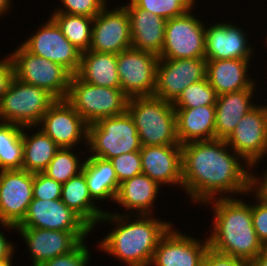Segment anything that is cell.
Segmentation results:
<instances>
[{
	"label": "cell",
	"mask_w": 267,
	"mask_h": 266,
	"mask_svg": "<svg viewBox=\"0 0 267 266\" xmlns=\"http://www.w3.org/2000/svg\"><path fill=\"white\" fill-rule=\"evenodd\" d=\"M181 148L182 191L194 206L216 198L243 196L256 185L258 171L225 139L189 142Z\"/></svg>",
	"instance_id": "cell-1"
},
{
	"label": "cell",
	"mask_w": 267,
	"mask_h": 266,
	"mask_svg": "<svg viewBox=\"0 0 267 266\" xmlns=\"http://www.w3.org/2000/svg\"><path fill=\"white\" fill-rule=\"evenodd\" d=\"M105 209L98 225L113 227L97 241V250L125 266H150L158 242L174 222L155 215H120Z\"/></svg>",
	"instance_id": "cell-2"
},
{
	"label": "cell",
	"mask_w": 267,
	"mask_h": 266,
	"mask_svg": "<svg viewBox=\"0 0 267 266\" xmlns=\"http://www.w3.org/2000/svg\"><path fill=\"white\" fill-rule=\"evenodd\" d=\"M216 198L202 206L210 207L209 247L233 257L252 261L266 247L253 227L251 202L241 197Z\"/></svg>",
	"instance_id": "cell-3"
},
{
	"label": "cell",
	"mask_w": 267,
	"mask_h": 266,
	"mask_svg": "<svg viewBox=\"0 0 267 266\" xmlns=\"http://www.w3.org/2000/svg\"><path fill=\"white\" fill-rule=\"evenodd\" d=\"M127 112L136 125L142 146L181 145L173 104L155 96L128 99Z\"/></svg>",
	"instance_id": "cell-4"
},
{
	"label": "cell",
	"mask_w": 267,
	"mask_h": 266,
	"mask_svg": "<svg viewBox=\"0 0 267 266\" xmlns=\"http://www.w3.org/2000/svg\"><path fill=\"white\" fill-rule=\"evenodd\" d=\"M141 147L136 125L127 111L88 125L86 156L110 160L140 151Z\"/></svg>",
	"instance_id": "cell-5"
},
{
	"label": "cell",
	"mask_w": 267,
	"mask_h": 266,
	"mask_svg": "<svg viewBox=\"0 0 267 266\" xmlns=\"http://www.w3.org/2000/svg\"><path fill=\"white\" fill-rule=\"evenodd\" d=\"M56 101L47 90L14 77L0 100V121L21 127H36Z\"/></svg>",
	"instance_id": "cell-6"
},
{
	"label": "cell",
	"mask_w": 267,
	"mask_h": 266,
	"mask_svg": "<svg viewBox=\"0 0 267 266\" xmlns=\"http://www.w3.org/2000/svg\"><path fill=\"white\" fill-rule=\"evenodd\" d=\"M128 97L121 88L96 86L72 75L66 101L89 125L127 111Z\"/></svg>",
	"instance_id": "cell-7"
},
{
	"label": "cell",
	"mask_w": 267,
	"mask_h": 266,
	"mask_svg": "<svg viewBox=\"0 0 267 266\" xmlns=\"http://www.w3.org/2000/svg\"><path fill=\"white\" fill-rule=\"evenodd\" d=\"M15 48L10 53L14 76L23 83L47 90L57 100L66 99L72 74L60 64L33 55L21 44Z\"/></svg>",
	"instance_id": "cell-8"
},
{
	"label": "cell",
	"mask_w": 267,
	"mask_h": 266,
	"mask_svg": "<svg viewBox=\"0 0 267 266\" xmlns=\"http://www.w3.org/2000/svg\"><path fill=\"white\" fill-rule=\"evenodd\" d=\"M193 10L179 17L167 20L164 44L159 59L205 57V30L207 22L203 20L204 16L201 18V13L198 15Z\"/></svg>",
	"instance_id": "cell-9"
},
{
	"label": "cell",
	"mask_w": 267,
	"mask_h": 266,
	"mask_svg": "<svg viewBox=\"0 0 267 266\" xmlns=\"http://www.w3.org/2000/svg\"><path fill=\"white\" fill-rule=\"evenodd\" d=\"M229 147L254 169L267 157V104L258 103L225 139Z\"/></svg>",
	"instance_id": "cell-10"
},
{
	"label": "cell",
	"mask_w": 267,
	"mask_h": 266,
	"mask_svg": "<svg viewBox=\"0 0 267 266\" xmlns=\"http://www.w3.org/2000/svg\"><path fill=\"white\" fill-rule=\"evenodd\" d=\"M40 24L21 45L33 55L60 64L76 75L80 68L81 52L67 40L50 17Z\"/></svg>",
	"instance_id": "cell-11"
},
{
	"label": "cell",
	"mask_w": 267,
	"mask_h": 266,
	"mask_svg": "<svg viewBox=\"0 0 267 266\" xmlns=\"http://www.w3.org/2000/svg\"><path fill=\"white\" fill-rule=\"evenodd\" d=\"M158 61L156 54L132 47L117 54L121 90L129 99L153 95Z\"/></svg>",
	"instance_id": "cell-12"
},
{
	"label": "cell",
	"mask_w": 267,
	"mask_h": 266,
	"mask_svg": "<svg viewBox=\"0 0 267 266\" xmlns=\"http://www.w3.org/2000/svg\"><path fill=\"white\" fill-rule=\"evenodd\" d=\"M16 231L26 245L25 248H28L31 266H41L47 260L71 252L93 234L92 231H60L30 227H16Z\"/></svg>",
	"instance_id": "cell-13"
},
{
	"label": "cell",
	"mask_w": 267,
	"mask_h": 266,
	"mask_svg": "<svg viewBox=\"0 0 267 266\" xmlns=\"http://www.w3.org/2000/svg\"><path fill=\"white\" fill-rule=\"evenodd\" d=\"M216 23L206 24L205 30V58L217 59H253L255 45L251 43L248 30L230 19ZM208 25V26H207ZM245 30V31H244ZM247 30V31H246ZM252 45H251V44ZM253 47V48H252ZM254 55V56H253ZM253 57V58H252Z\"/></svg>",
	"instance_id": "cell-14"
},
{
	"label": "cell",
	"mask_w": 267,
	"mask_h": 266,
	"mask_svg": "<svg viewBox=\"0 0 267 266\" xmlns=\"http://www.w3.org/2000/svg\"><path fill=\"white\" fill-rule=\"evenodd\" d=\"M206 70L205 57L159 59L153 96L173 103L187 86L205 79Z\"/></svg>",
	"instance_id": "cell-15"
},
{
	"label": "cell",
	"mask_w": 267,
	"mask_h": 266,
	"mask_svg": "<svg viewBox=\"0 0 267 266\" xmlns=\"http://www.w3.org/2000/svg\"><path fill=\"white\" fill-rule=\"evenodd\" d=\"M131 47L132 37L127 9L122 4L114 7L107 5L93 18L89 50L119 54Z\"/></svg>",
	"instance_id": "cell-16"
},
{
	"label": "cell",
	"mask_w": 267,
	"mask_h": 266,
	"mask_svg": "<svg viewBox=\"0 0 267 266\" xmlns=\"http://www.w3.org/2000/svg\"><path fill=\"white\" fill-rule=\"evenodd\" d=\"M37 127L60 148H78L83 144L87 148L88 124L65 99L57 100Z\"/></svg>",
	"instance_id": "cell-17"
},
{
	"label": "cell",
	"mask_w": 267,
	"mask_h": 266,
	"mask_svg": "<svg viewBox=\"0 0 267 266\" xmlns=\"http://www.w3.org/2000/svg\"><path fill=\"white\" fill-rule=\"evenodd\" d=\"M209 240L193 237L174 226L162 236L150 266H201Z\"/></svg>",
	"instance_id": "cell-18"
},
{
	"label": "cell",
	"mask_w": 267,
	"mask_h": 266,
	"mask_svg": "<svg viewBox=\"0 0 267 266\" xmlns=\"http://www.w3.org/2000/svg\"><path fill=\"white\" fill-rule=\"evenodd\" d=\"M34 173L20 170L0 171V221L17 227L33 199Z\"/></svg>",
	"instance_id": "cell-19"
},
{
	"label": "cell",
	"mask_w": 267,
	"mask_h": 266,
	"mask_svg": "<svg viewBox=\"0 0 267 266\" xmlns=\"http://www.w3.org/2000/svg\"><path fill=\"white\" fill-rule=\"evenodd\" d=\"M17 227L60 231H93V229L61 199H32L23 221Z\"/></svg>",
	"instance_id": "cell-20"
},
{
	"label": "cell",
	"mask_w": 267,
	"mask_h": 266,
	"mask_svg": "<svg viewBox=\"0 0 267 266\" xmlns=\"http://www.w3.org/2000/svg\"><path fill=\"white\" fill-rule=\"evenodd\" d=\"M140 156L143 174L163 187L182 190L181 145L142 146Z\"/></svg>",
	"instance_id": "cell-21"
},
{
	"label": "cell",
	"mask_w": 267,
	"mask_h": 266,
	"mask_svg": "<svg viewBox=\"0 0 267 266\" xmlns=\"http://www.w3.org/2000/svg\"><path fill=\"white\" fill-rule=\"evenodd\" d=\"M161 188L163 189V186L143 173L121 182L113 205L117 204L124 210L121 211L123 213L118 210L117 213L116 211L113 213L120 215L156 214L154 207L156 201L159 200L157 196L160 194Z\"/></svg>",
	"instance_id": "cell-22"
},
{
	"label": "cell",
	"mask_w": 267,
	"mask_h": 266,
	"mask_svg": "<svg viewBox=\"0 0 267 266\" xmlns=\"http://www.w3.org/2000/svg\"><path fill=\"white\" fill-rule=\"evenodd\" d=\"M254 60L255 58L207 60L206 77L209 84L218 96L247 88H258V80L250 74Z\"/></svg>",
	"instance_id": "cell-23"
},
{
	"label": "cell",
	"mask_w": 267,
	"mask_h": 266,
	"mask_svg": "<svg viewBox=\"0 0 267 266\" xmlns=\"http://www.w3.org/2000/svg\"><path fill=\"white\" fill-rule=\"evenodd\" d=\"M121 4H124L128 12L132 48L159 56L164 44L167 20L138 8L131 0Z\"/></svg>",
	"instance_id": "cell-24"
},
{
	"label": "cell",
	"mask_w": 267,
	"mask_h": 266,
	"mask_svg": "<svg viewBox=\"0 0 267 266\" xmlns=\"http://www.w3.org/2000/svg\"><path fill=\"white\" fill-rule=\"evenodd\" d=\"M256 91L258 88H247L218 96L215 104V139H226L242 117L258 104L255 100L259 98L255 96L259 93Z\"/></svg>",
	"instance_id": "cell-25"
},
{
	"label": "cell",
	"mask_w": 267,
	"mask_h": 266,
	"mask_svg": "<svg viewBox=\"0 0 267 266\" xmlns=\"http://www.w3.org/2000/svg\"><path fill=\"white\" fill-rule=\"evenodd\" d=\"M215 111V105L175 109L179 143L214 140Z\"/></svg>",
	"instance_id": "cell-26"
},
{
	"label": "cell",
	"mask_w": 267,
	"mask_h": 266,
	"mask_svg": "<svg viewBox=\"0 0 267 266\" xmlns=\"http://www.w3.org/2000/svg\"><path fill=\"white\" fill-rule=\"evenodd\" d=\"M61 201L78 214L95 233L97 224L106 210L103 203L98 205L90 196L83 172L62 184Z\"/></svg>",
	"instance_id": "cell-27"
},
{
	"label": "cell",
	"mask_w": 267,
	"mask_h": 266,
	"mask_svg": "<svg viewBox=\"0 0 267 266\" xmlns=\"http://www.w3.org/2000/svg\"><path fill=\"white\" fill-rule=\"evenodd\" d=\"M82 81L96 86L121 88L117 71V54L88 50L81 53L76 74Z\"/></svg>",
	"instance_id": "cell-28"
},
{
	"label": "cell",
	"mask_w": 267,
	"mask_h": 266,
	"mask_svg": "<svg viewBox=\"0 0 267 266\" xmlns=\"http://www.w3.org/2000/svg\"><path fill=\"white\" fill-rule=\"evenodd\" d=\"M82 172L92 199L97 204L104 200L113 204L120 183L112 163L102 158L86 156Z\"/></svg>",
	"instance_id": "cell-29"
},
{
	"label": "cell",
	"mask_w": 267,
	"mask_h": 266,
	"mask_svg": "<svg viewBox=\"0 0 267 266\" xmlns=\"http://www.w3.org/2000/svg\"><path fill=\"white\" fill-rule=\"evenodd\" d=\"M22 141V169L31 173L43 172L60 149L53 139L37 126L23 127Z\"/></svg>",
	"instance_id": "cell-30"
},
{
	"label": "cell",
	"mask_w": 267,
	"mask_h": 266,
	"mask_svg": "<svg viewBox=\"0 0 267 266\" xmlns=\"http://www.w3.org/2000/svg\"><path fill=\"white\" fill-rule=\"evenodd\" d=\"M49 17L81 53L90 49L93 18L65 13H51Z\"/></svg>",
	"instance_id": "cell-31"
},
{
	"label": "cell",
	"mask_w": 267,
	"mask_h": 266,
	"mask_svg": "<svg viewBox=\"0 0 267 266\" xmlns=\"http://www.w3.org/2000/svg\"><path fill=\"white\" fill-rule=\"evenodd\" d=\"M22 133L23 127L0 122V171L22 169Z\"/></svg>",
	"instance_id": "cell-32"
},
{
	"label": "cell",
	"mask_w": 267,
	"mask_h": 266,
	"mask_svg": "<svg viewBox=\"0 0 267 266\" xmlns=\"http://www.w3.org/2000/svg\"><path fill=\"white\" fill-rule=\"evenodd\" d=\"M79 150L80 148L78 151L76 148H60L43 173L61 184L66 183L82 172L87 150L84 149L82 153Z\"/></svg>",
	"instance_id": "cell-33"
},
{
	"label": "cell",
	"mask_w": 267,
	"mask_h": 266,
	"mask_svg": "<svg viewBox=\"0 0 267 266\" xmlns=\"http://www.w3.org/2000/svg\"><path fill=\"white\" fill-rule=\"evenodd\" d=\"M218 94L209 84L207 77L187 86L172 103L174 109L196 108L198 106L215 105Z\"/></svg>",
	"instance_id": "cell-34"
},
{
	"label": "cell",
	"mask_w": 267,
	"mask_h": 266,
	"mask_svg": "<svg viewBox=\"0 0 267 266\" xmlns=\"http://www.w3.org/2000/svg\"><path fill=\"white\" fill-rule=\"evenodd\" d=\"M138 8L168 20L197 8L196 0H131Z\"/></svg>",
	"instance_id": "cell-35"
},
{
	"label": "cell",
	"mask_w": 267,
	"mask_h": 266,
	"mask_svg": "<svg viewBox=\"0 0 267 266\" xmlns=\"http://www.w3.org/2000/svg\"><path fill=\"white\" fill-rule=\"evenodd\" d=\"M253 227L262 244L267 248V194L257 185L249 192Z\"/></svg>",
	"instance_id": "cell-36"
},
{
	"label": "cell",
	"mask_w": 267,
	"mask_h": 266,
	"mask_svg": "<svg viewBox=\"0 0 267 266\" xmlns=\"http://www.w3.org/2000/svg\"><path fill=\"white\" fill-rule=\"evenodd\" d=\"M60 6L54 7L52 13H65L81 16H89L94 18L107 5H110L108 0H59ZM62 4V6H61ZM61 7V8H60Z\"/></svg>",
	"instance_id": "cell-37"
},
{
	"label": "cell",
	"mask_w": 267,
	"mask_h": 266,
	"mask_svg": "<svg viewBox=\"0 0 267 266\" xmlns=\"http://www.w3.org/2000/svg\"><path fill=\"white\" fill-rule=\"evenodd\" d=\"M109 161L113 165L119 183L142 173L140 151L121 154Z\"/></svg>",
	"instance_id": "cell-38"
},
{
	"label": "cell",
	"mask_w": 267,
	"mask_h": 266,
	"mask_svg": "<svg viewBox=\"0 0 267 266\" xmlns=\"http://www.w3.org/2000/svg\"><path fill=\"white\" fill-rule=\"evenodd\" d=\"M86 240L71 252L47 260L41 266H89L92 254Z\"/></svg>",
	"instance_id": "cell-39"
},
{
	"label": "cell",
	"mask_w": 267,
	"mask_h": 266,
	"mask_svg": "<svg viewBox=\"0 0 267 266\" xmlns=\"http://www.w3.org/2000/svg\"><path fill=\"white\" fill-rule=\"evenodd\" d=\"M62 184L48 177L43 172L34 173L33 199H61Z\"/></svg>",
	"instance_id": "cell-40"
},
{
	"label": "cell",
	"mask_w": 267,
	"mask_h": 266,
	"mask_svg": "<svg viewBox=\"0 0 267 266\" xmlns=\"http://www.w3.org/2000/svg\"><path fill=\"white\" fill-rule=\"evenodd\" d=\"M201 266H252L250 261L220 253L211 247L206 251Z\"/></svg>",
	"instance_id": "cell-41"
},
{
	"label": "cell",
	"mask_w": 267,
	"mask_h": 266,
	"mask_svg": "<svg viewBox=\"0 0 267 266\" xmlns=\"http://www.w3.org/2000/svg\"><path fill=\"white\" fill-rule=\"evenodd\" d=\"M0 60V100L2 95L7 91L14 76V65L11 54Z\"/></svg>",
	"instance_id": "cell-42"
},
{
	"label": "cell",
	"mask_w": 267,
	"mask_h": 266,
	"mask_svg": "<svg viewBox=\"0 0 267 266\" xmlns=\"http://www.w3.org/2000/svg\"><path fill=\"white\" fill-rule=\"evenodd\" d=\"M0 228V260L1 259H15L13 255H15V249L17 250V246L14 241L8 240V235H6L4 230H10L13 233L17 232L16 227L10 224L1 223ZM14 230V231H13ZM16 246V247H15Z\"/></svg>",
	"instance_id": "cell-43"
},
{
	"label": "cell",
	"mask_w": 267,
	"mask_h": 266,
	"mask_svg": "<svg viewBox=\"0 0 267 266\" xmlns=\"http://www.w3.org/2000/svg\"><path fill=\"white\" fill-rule=\"evenodd\" d=\"M263 174L256 173L258 176H256V185L260 187L266 194H267V168H263ZM261 174V176L259 175Z\"/></svg>",
	"instance_id": "cell-44"
},
{
	"label": "cell",
	"mask_w": 267,
	"mask_h": 266,
	"mask_svg": "<svg viewBox=\"0 0 267 266\" xmlns=\"http://www.w3.org/2000/svg\"><path fill=\"white\" fill-rule=\"evenodd\" d=\"M13 0H0V19H4L7 16L11 8L13 7ZM6 15V16H4Z\"/></svg>",
	"instance_id": "cell-45"
},
{
	"label": "cell",
	"mask_w": 267,
	"mask_h": 266,
	"mask_svg": "<svg viewBox=\"0 0 267 266\" xmlns=\"http://www.w3.org/2000/svg\"><path fill=\"white\" fill-rule=\"evenodd\" d=\"M252 266H267V248L251 261Z\"/></svg>",
	"instance_id": "cell-46"
},
{
	"label": "cell",
	"mask_w": 267,
	"mask_h": 266,
	"mask_svg": "<svg viewBox=\"0 0 267 266\" xmlns=\"http://www.w3.org/2000/svg\"><path fill=\"white\" fill-rule=\"evenodd\" d=\"M13 259H1L0 266H14Z\"/></svg>",
	"instance_id": "cell-47"
},
{
	"label": "cell",
	"mask_w": 267,
	"mask_h": 266,
	"mask_svg": "<svg viewBox=\"0 0 267 266\" xmlns=\"http://www.w3.org/2000/svg\"><path fill=\"white\" fill-rule=\"evenodd\" d=\"M264 39H265V40H264V42H265V43H264V45L266 44L264 48H266V49H267V33H266V36H265V38H264Z\"/></svg>",
	"instance_id": "cell-48"
}]
</instances>
